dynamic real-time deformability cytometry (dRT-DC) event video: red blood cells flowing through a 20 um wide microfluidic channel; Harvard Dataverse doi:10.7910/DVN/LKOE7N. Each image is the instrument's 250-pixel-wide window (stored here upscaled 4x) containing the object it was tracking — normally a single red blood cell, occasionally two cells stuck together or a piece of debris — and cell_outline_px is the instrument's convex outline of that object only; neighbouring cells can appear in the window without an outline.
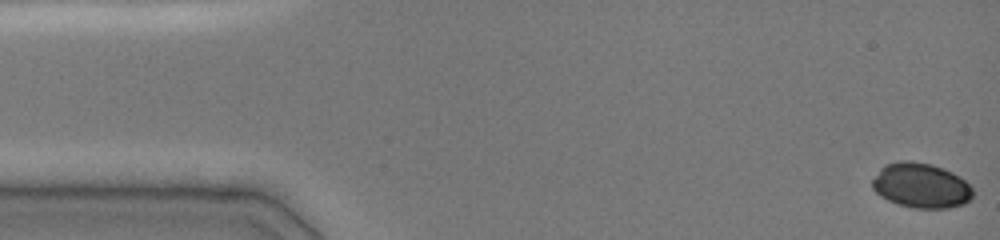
{"species": "common noctule bat (a hibernating species)", "species_latin": "Nyctalus noctula", "temperature_condition": "cold", "stored_images_in_passage": 11, "camera_frame_rate_fps": 3000, "um_per_image_px": 0.085, "animal": {"sex": "female", "body_mass_g": 19.0, "forearm_length_mm": 51.5}, "frame": {"image": 1, "passage_image": 1, "time_ms": 0.0, "image_size_px": [1000, 240], "cell_outline_px": [[972, 200], [964, 204], [948, 208], [912, 208], [896, 204], [880, 196], [872, 188], [872, 180], [880, 168], [884, 164], [900, 160], [908, 160], [932, 164], [944, 168], [960, 176], [972, 188]], "centroid_in_image_um": [78.28, 15.77], "position_along_channel_um": 6.7, "area_um2": 26.65}}
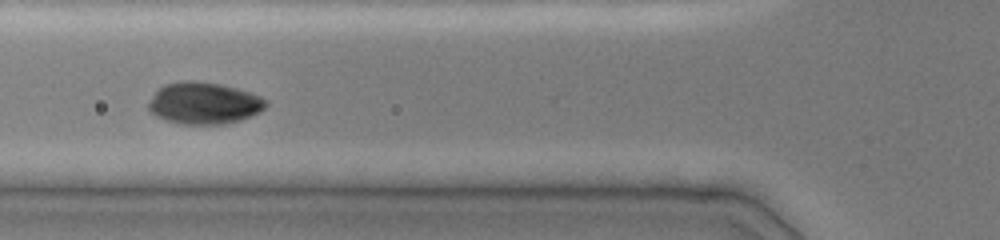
{"frame": {"image": 2, "passage_image": 7, "time_ms": 5.667, "image_size_px": [1000, 240], "cell_outline_px": [[268, 104], [260, 112], [240, 120], [224, 124], [180, 124], [156, 116], [148, 108], [148, 100], [164, 84], [180, 80], [192, 80], [220, 84], [236, 88], [260, 96], [268, 100]], "centroid_in_image_um": [17.34, 8.76], "position_along_channel_um": 108.5, "area_um2": 28.61}}
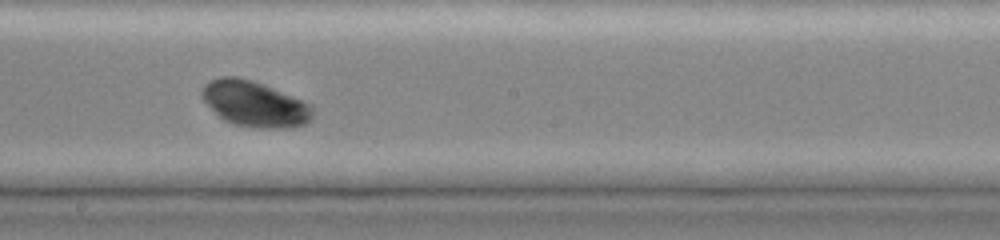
{"frame": {"image": 3, "passage_image": 10, "time_ms": 8.667, "image_size_px": [1000, 240], "cell_outline_px": [[312, 116], [304, 124], [292, 128], [256, 128], [236, 124], [224, 120], [200, 96], [200, 92], [204, 84], [208, 80], [220, 76], [236, 76], [252, 80], [264, 84], [312, 104]], "centroid_in_image_um": [21.63, 8.81], "position_along_channel_um": 226.6, "area_um2": 29.48}}